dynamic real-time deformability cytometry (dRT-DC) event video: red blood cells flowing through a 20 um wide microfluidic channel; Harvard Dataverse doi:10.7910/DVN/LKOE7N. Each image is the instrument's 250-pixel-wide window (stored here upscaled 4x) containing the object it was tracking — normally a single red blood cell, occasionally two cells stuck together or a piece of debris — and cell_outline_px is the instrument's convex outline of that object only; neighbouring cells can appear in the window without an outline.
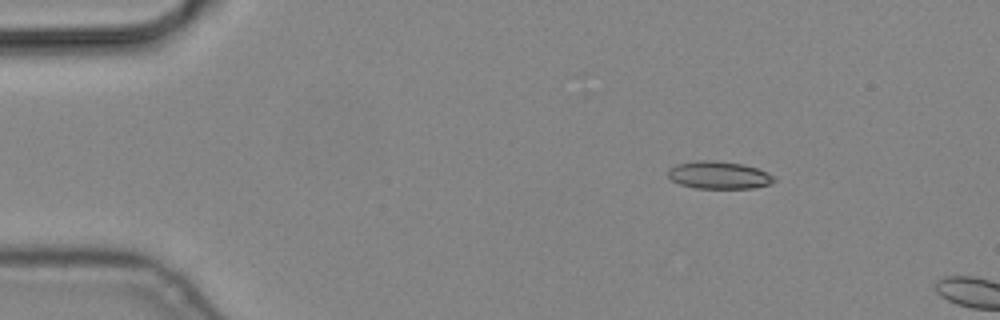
{"species": "common noctule bat (a hibernating species)", "species_latin": "Nyctalus noctula", "temperature_condition": "cold", "stored_images_in_passage": 2, "camera_frame_rate_fps": 3000, "um_per_image_px": 0.085, "animal": {"sex": "male", "body_mass_g": 19.2, "forearm_length_mm": 51.8}, "frame": {"image": 1, "passage_image": 1, "time_ms": 0.0, "image_size_px": [1000, 320], "cell_outline_px": [[776, 180], [772, 184], [752, 188], [696, 188], [680, 184], [672, 180], [668, 176], [668, 168], [676, 164], [700, 160], [712, 160], [744, 164], [756, 168], [776, 176]], "centroid_in_image_um": [61.12, 14.88], "position_along_channel_um": 23.9, "area_um2": 17.11}}